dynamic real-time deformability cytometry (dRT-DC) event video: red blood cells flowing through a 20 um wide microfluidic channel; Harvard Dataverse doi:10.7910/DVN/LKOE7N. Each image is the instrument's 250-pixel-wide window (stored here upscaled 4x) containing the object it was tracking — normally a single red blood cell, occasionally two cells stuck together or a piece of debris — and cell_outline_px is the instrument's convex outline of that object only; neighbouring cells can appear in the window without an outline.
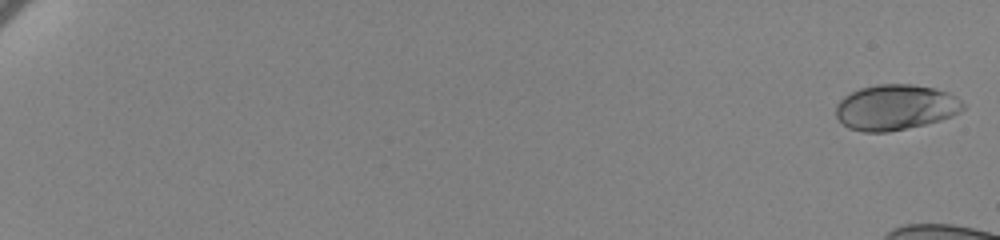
{"species": "human", "species_latin": "Homo sapiens", "temperature_condition": "cold", "stored_images_in_passage": 23, "camera_frame_rate_fps": 3000, "um_per_image_px": 0.085, "donor": {"sex": "female"}, "frame": {"image": 1, "passage_image": 2, "time_ms": 0.333, "image_size_px": [1000, 240], "cell_outline_px": [[964, 108], [960, 112], [952, 116], [940, 120], [924, 124], [888, 132], [864, 132], [848, 128], [836, 116], [836, 104], [844, 96], [860, 88], [876, 84], [912, 84], [932, 88], [948, 92], [956, 96], [964, 104]], "centroid_in_image_um": [76.11, 9.12], "position_along_channel_um": 8.9, "area_um2": 33.64}}
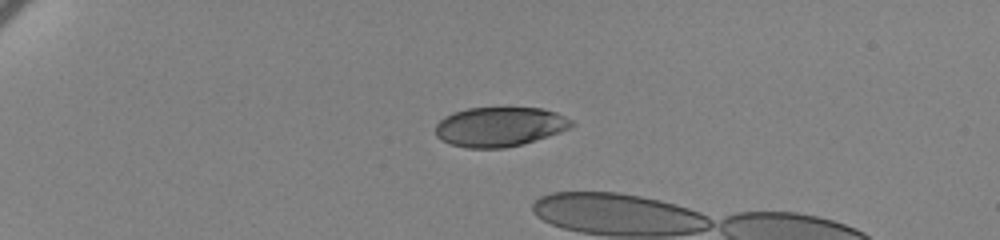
{"frame": {"image": 2, "passage_image": 19, "time_ms": 6.0, "image_size_px": [1000, 240], "cell_outline_px": [[576, 124], [572, 128], [524, 144], [504, 148], [468, 148], [448, 144], [440, 140], [436, 136], [436, 124], [444, 116], [452, 112], [468, 108], [540, 108], [556, 112], [572, 120]], "centroid_in_image_um": [42.47, 10.78], "position_along_channel_um": 42.5, "area_um2": 31.62}}